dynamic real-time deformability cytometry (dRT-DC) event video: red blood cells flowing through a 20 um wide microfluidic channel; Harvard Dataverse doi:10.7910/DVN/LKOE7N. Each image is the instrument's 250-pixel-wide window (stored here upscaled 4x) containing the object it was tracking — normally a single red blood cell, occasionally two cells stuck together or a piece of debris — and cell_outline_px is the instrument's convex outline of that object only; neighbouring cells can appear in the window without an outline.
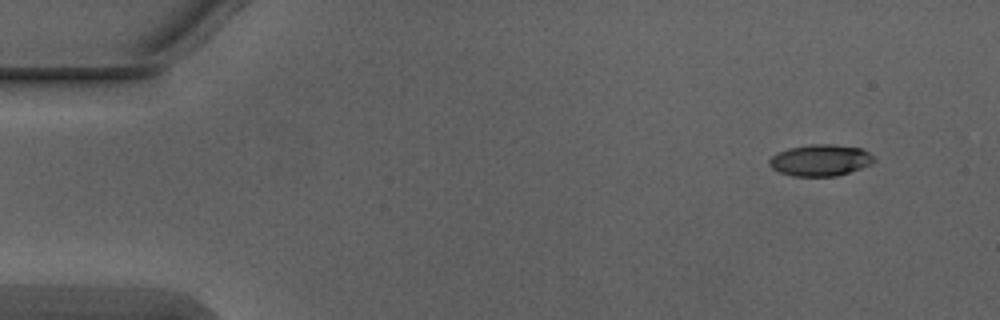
{"species": "Egyptian fruit bat (a non-hibernating species)", "species_latin": "Rousettus aegyptiacus", "temperature_condition": "warm", "stored_images_in_passage": 2, "camera_frame_rate_fps": 3000, "um_per_image_px": 0.085, "animal": {"sex": "male"}, "frame": {"image": 1, "passage_image": 2, "time_ms": 0.333, "image_size_px": [1000, 320], "cell_outline_px": [[876, 160], [872, 164], [836, 176], [792, 176], [780, 172], [772, 168], [768, 164], [768, 160], [776, 152], [788, 148], [808, 144], [832, 144], [860, 148], [876, 156]], "centroid_in_image_um": [69.72, 13.61], "position_along_channel_um": 15.3, "area_um2": 19.36}}